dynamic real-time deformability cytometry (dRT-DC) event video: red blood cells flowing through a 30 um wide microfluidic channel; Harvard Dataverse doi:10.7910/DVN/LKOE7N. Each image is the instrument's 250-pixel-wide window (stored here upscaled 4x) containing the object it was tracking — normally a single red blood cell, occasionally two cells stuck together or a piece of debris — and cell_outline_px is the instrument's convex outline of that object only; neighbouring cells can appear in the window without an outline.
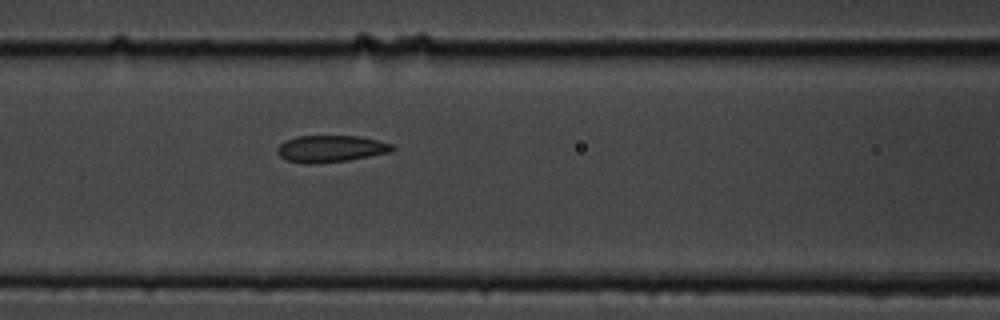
{"species": "common noctule bat (a hibernating species)", "species_latin": "Nyctalus noctula", "temperature_condition": "cold", "stored_images_in_passage": 3, "camera_frame_rate_fps": 3000, "um_per_image_px": 0.085, "animal": {"sex": "male", "body_mass_g": 19.5, "forearm_length_mm": 54.6}, "frame": {"image": 1, "passage_image": 3, "time_ms": 2.0, "image_size_px": [1000, 320], "cell_outline_px": [[396, 148], [392, 152], [348, 160], [316, 164], [304, 164], [288, 160], [280, 156], [276, 152], [276, 148], [284, 140], [296, 136], [360, 136], [392, 144]], "centroid_in_image_um": [28.1, 12.64], "position_along_channel_um": 138.5, "area_um2": 18.15}}